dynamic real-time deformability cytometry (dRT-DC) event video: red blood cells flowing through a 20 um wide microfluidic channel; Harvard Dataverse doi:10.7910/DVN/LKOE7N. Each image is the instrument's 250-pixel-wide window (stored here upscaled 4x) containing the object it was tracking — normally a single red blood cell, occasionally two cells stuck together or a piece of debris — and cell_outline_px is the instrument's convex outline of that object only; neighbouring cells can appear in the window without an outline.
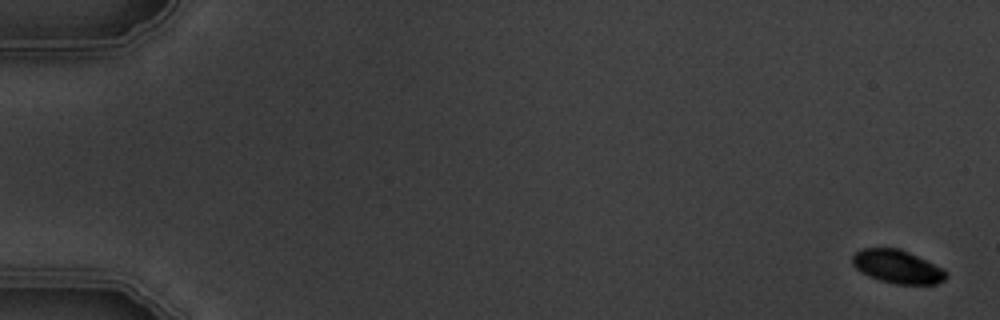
{"species": "common noctule bat (a hibernating species)", "species_latin": "Nyctalus noctula", "temperature_condition": "warm", "stored_images_in_passage": 7, "camera_frame_rate_fps": 3000, "um_per_image_px": 0.085, "animal": {"sex": "male", "body_mass_g": 19.5, "forearm_length_mm": 54.6}, "frame": {"image": 1, "passage_image": 1, "time_ms": 0.0, "image_size_px": [1000, 320], "cell_outline_px": [[948, 276], [944, 280], [936, 284], [896, 284], [880, 280], [868, 276], [860, 272], [852, 264], [852, 256], [856, 252], [864, 248], [900, 248], [944, 268], [948, 272]], "centroid_in_image_um": [76.3, 22.67], "position_along_channel_um": 8.7, "area_um2": 18.32}}